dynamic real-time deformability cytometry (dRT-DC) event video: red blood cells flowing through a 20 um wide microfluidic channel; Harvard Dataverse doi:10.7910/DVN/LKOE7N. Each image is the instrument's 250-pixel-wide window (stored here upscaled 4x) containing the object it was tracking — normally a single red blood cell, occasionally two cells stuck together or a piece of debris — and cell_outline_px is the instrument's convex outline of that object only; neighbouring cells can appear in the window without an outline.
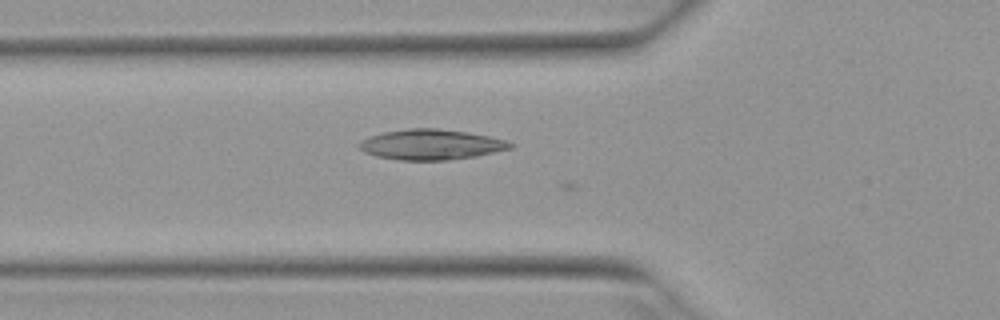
{"species": "Egyptian fruit bat (a non-hibernating species)", "species_latin": "Rousettus aegyptiacus", "temperature_condition": "warm", "stored_images_in_passage": 24, "camera_frame_rate_fps": 3000, "um_per_image_px": 0.085, "animal": {"sex": "female"}, "frame": {"image": 1, "passage_image": 19, "time_ms": 6.0, "image_size_px": [1000, 320], "cell_outline_px": [[516, 144], [512, 148], [476, 156], [448, 160], [400, 160], [376, 156], [364, 152], [356, 144], [372, 136], [384, 132], [408, 128], [436, 128], [468, 132], [488, 136], [504, 140]], "centroid_in_image_um": [36.66, 12.29], "position_along_channel_um": 89.1, "area_um2": 26.59}}
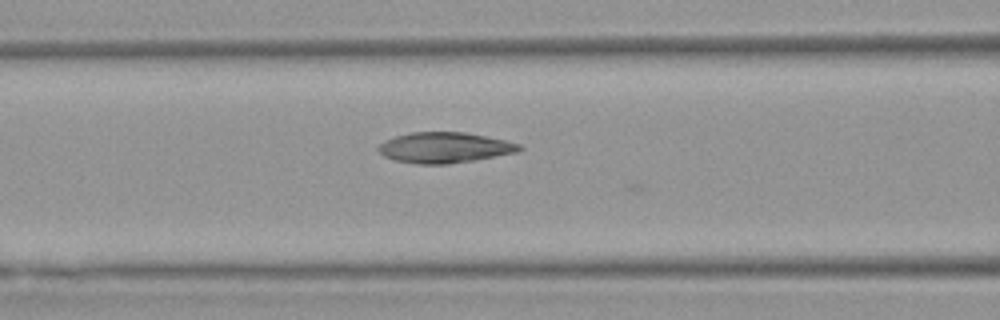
{"frame": {"image": 2, "passage_image": 22, "time_ms": 7.0, "image_size_px": [1000, 320], "cell_outline_px": [[524, 148], [520, 152], [448, 164], [420, 164], [396, 160], [384, 156], [376, 148], [384, 140], [396, 136], [412, 132], [464, 132], [504, 140], [520, 144]], "centroid_in_image_um": [37.8, 12.54], "position_along_channel_um": 128.8, "area_um2": 24.97}}